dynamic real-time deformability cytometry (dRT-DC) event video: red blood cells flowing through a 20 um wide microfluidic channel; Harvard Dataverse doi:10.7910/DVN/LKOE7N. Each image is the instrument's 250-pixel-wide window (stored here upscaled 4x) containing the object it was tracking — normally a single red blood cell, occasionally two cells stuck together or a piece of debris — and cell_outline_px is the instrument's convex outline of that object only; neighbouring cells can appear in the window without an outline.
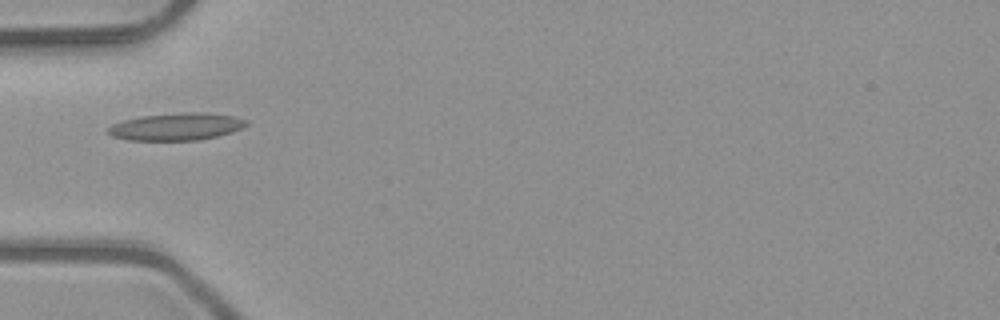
{"species": "common noctule bat (a hibernating species)", "species_latin": "Nyctalus noctula", "temperature_condition": "room temperature", "stored_images_in_passage": 5, "camera_frame_rate_fps": 3000, "um_per_image_px": 0.085, "animal": {"sex": "male", "body_mass_g": 23.1, "forearm_length_mm": 52.7}, "frame": {"image": 1, "passage_image": 5, "time_ms": 1.333, "image_size_px": [1000, 320], "cell_outline_px": [[248, 124], [244, 128], [232, 132], [200, 140], [128, 140], [112, 136], [108, 132], [108, 128], [112, 124], [124, 120], [140, 116], [184, 112], [208, 112], [232, 116], [248, 120]], "centroid_in_image_um": [15.03, 10.76], "position_along_channel_um": 70.0, "area_um2": 22.08}}